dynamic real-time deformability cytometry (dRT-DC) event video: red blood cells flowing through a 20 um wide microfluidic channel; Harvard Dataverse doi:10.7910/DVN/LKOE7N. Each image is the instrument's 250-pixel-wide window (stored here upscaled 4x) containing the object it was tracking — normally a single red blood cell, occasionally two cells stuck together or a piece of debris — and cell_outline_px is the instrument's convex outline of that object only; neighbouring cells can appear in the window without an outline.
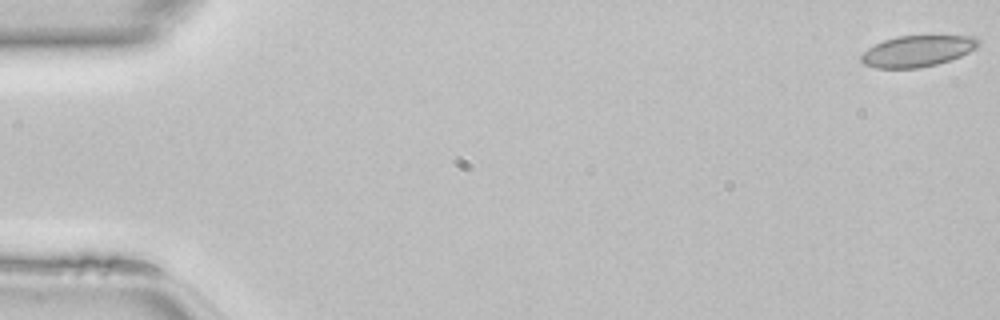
{"species": "common noctule bat (a hibernating species)", "species_latin": "Nyctalus noctula", "temperature_condition": "room temperature", "stored_images_in_passage": 12, "camera_frame_rate_fps": 3000, "um_per_image_px": 0.085, "animal": {"sex": "female", "body_mass_g": 22.7, "forearm_length_mm": 54.2}, "frame": {"image": 1, "passage_image": 1, "time_ms": 0.0, "image_size_px": [1000, 320], "cell_outline_px": [[980, 44], [976, 48], [960, 56], [936, 64], [920, 68], [876, 68], [864, 64], [860, 60], [860, 56], [868, 48], [884, 40], [896, 36], [976, 36], [980, 40]], "centroid_in_image_um": [77.98, 4.34], "position_along_channel_um": 7.0, "area_um2": 21.21}}